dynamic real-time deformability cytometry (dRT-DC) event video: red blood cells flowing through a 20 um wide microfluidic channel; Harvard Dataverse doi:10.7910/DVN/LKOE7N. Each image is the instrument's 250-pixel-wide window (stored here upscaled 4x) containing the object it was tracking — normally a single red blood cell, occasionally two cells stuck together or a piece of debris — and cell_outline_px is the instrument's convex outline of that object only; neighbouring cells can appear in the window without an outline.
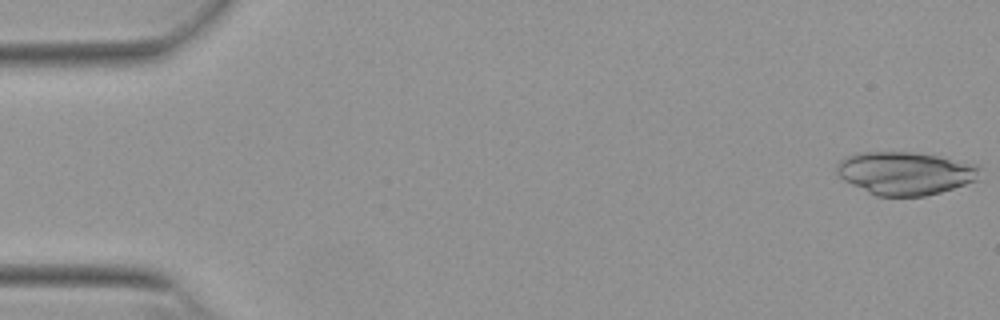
{"species": "Egyptian fruit bat (a non-hibernating species)", "species_latin": "Rousettus aegyptiacus", "temperature_condition": "warm", "stored_images_in_passage": 52, "camera_frame_rate_fps": 3000, "um_per_image_px": 0.085, "animal": {"sex": "female"}, "frame": {"image": 1, "passage_image": 1, "time_ms": 0.0, "image_size_px": [1000, 320], "cell_outline_px": [[980, 168], [976, 180], [940, 192], [924, 196], [876, 196], [844, 180], [836, 172], [836, 164], [840, 160], [848, 156], [860, 152], [912, 152], [936, 156], [976, 164]], "centroid_in_image_um": [76.91, 14.72], "position_along_channel_um": 8.1, "area_um2": 35.43}}